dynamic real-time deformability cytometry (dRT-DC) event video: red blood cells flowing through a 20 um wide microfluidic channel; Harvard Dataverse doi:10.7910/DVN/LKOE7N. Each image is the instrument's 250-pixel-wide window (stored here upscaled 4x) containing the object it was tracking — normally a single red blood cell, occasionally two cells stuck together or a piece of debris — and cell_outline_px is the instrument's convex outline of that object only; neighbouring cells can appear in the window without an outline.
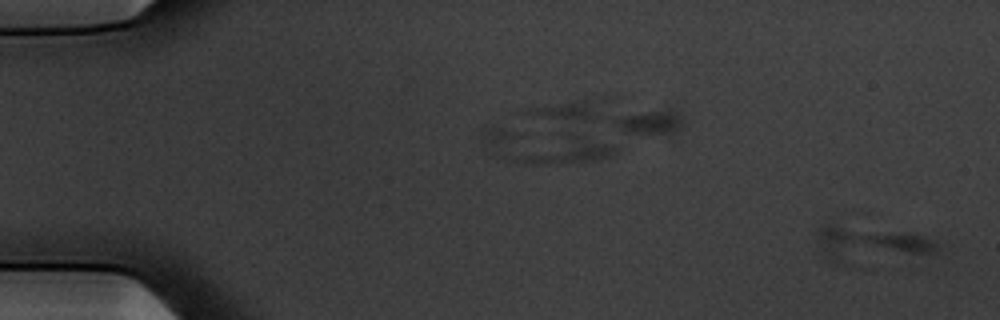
{"species": "common noctule bat (a hibernating species)", "species_latin": "Nyctalus noctula", "temperature_condition": "warm", "stored_images_in_passage": 14, "camera_frame_rate_fps": 3000, "um_per_image_px": 0.085, "animal": {"sex": "male", "body_mass_g": 20.1, "forearm_length_mm": 53.5}, "frame": {"image": 1, "passage_image": 1, "time_ms": 0.0, "image_size_px": [1000, 320], "cell_outline_px": [[940, 252], [936, 256], [836, 264], [828, 260], [824, 256], [820, 236], [820, 228], [828, 224], [836, 224], [904, 232], [924, 236], [940, 244]], "centroid_in_image_um": [74.19, 20.79], "position_along_channel_um": 10.8, "area_um2": 25.32}}